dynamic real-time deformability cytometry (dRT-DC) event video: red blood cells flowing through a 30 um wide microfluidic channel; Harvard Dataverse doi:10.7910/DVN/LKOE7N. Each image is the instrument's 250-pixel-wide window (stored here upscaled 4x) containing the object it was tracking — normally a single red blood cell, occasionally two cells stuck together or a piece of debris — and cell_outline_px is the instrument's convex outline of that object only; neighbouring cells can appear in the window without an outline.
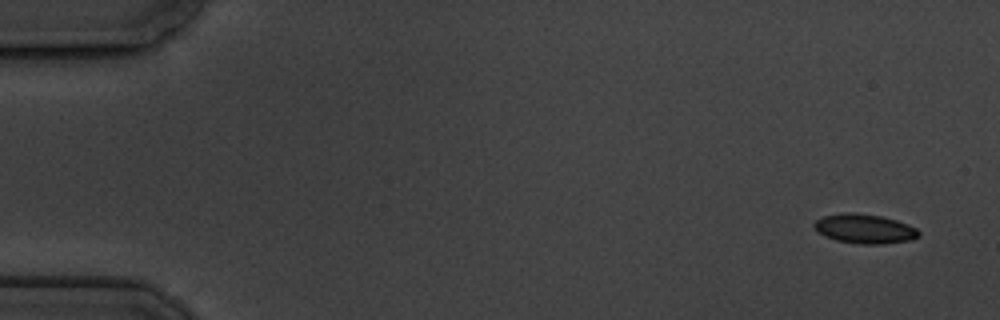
{"species": "common noctule bat (a hibernating species)", "species_latin": "Nyctalus noctula", "temperature_condition": "cold", "stored_images_in_passage": 5, "camera_frame_rate_fps": 3000, "um_per_image_px": 0.085, "animal": {"sex": "male", "body_mass_g": 19.5, "forearm_length_mm": 54.6}, "frame": {"image": 1, "passage_image": 1, "time_ms": 0.0, "image_size_px": [1000, 320], "cell_outline_px": [[920, 236], [912, 240], [880, 244], [860, 244], [836, 240], [820, 232], [812, 224], [816, 220], [824, 216], [848, 212], [852, 212], [884, 216], [908, 224], [916, 228], [920, 232]], "centroid_in_image_um": [73.55, 19.44], "position_along_channel_um": 11.4, "area_um2": 17.8}}
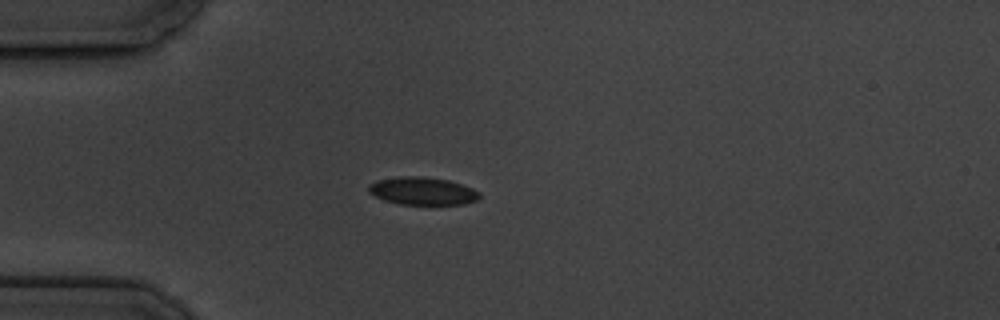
{"frame": {"image": 2, "passage_image": 5, "time_ms": 4.333, "image_size_px": [1000, 320], "cell_outline_px": [[480, 196], [476, 200], [464, 204], [400, 204], [384, 200], [368, 192], [368, 184], [376, 180], [400, 176], [420, 176], [448, 180], [472, 188], [480, 192]], "centroid_in_image_um": [35.88, 16.23], "position_along_channel_um": 49.1, "area_um2": 17.86}}